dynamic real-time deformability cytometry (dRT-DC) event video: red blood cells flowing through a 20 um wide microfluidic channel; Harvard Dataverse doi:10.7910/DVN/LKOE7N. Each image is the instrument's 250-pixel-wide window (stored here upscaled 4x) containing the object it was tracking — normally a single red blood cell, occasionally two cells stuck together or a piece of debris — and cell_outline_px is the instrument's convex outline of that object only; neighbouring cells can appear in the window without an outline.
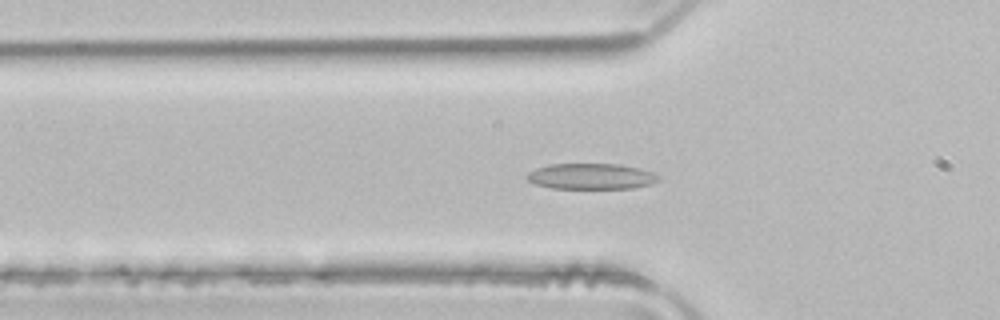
{"species": "common noctule bat (a hibernating species)", "species_latin": "Nyctalus noctula", "temperature_condition": "room temperature", "stored_images_in_passage": 40, "camera_frame_rate_fps": 3000, "um_per_image_px": 0.085, "animal": {"sex": "male", "body_mass_g": 21.5, "forearm_length_mm": 52.0}, "frame": {"image": 1, "passage_image": 6, "time_ms": 1.667, "image_size_px": [1000, 320], "cell_outline_px": [[660, 180], [652, 184], [632, 188], [552, 188], [536, 184], [528, 180], [524, 176], [528, 172], [536, 168], [548, 164], [620, 164], [652, 172], [660, 176]], "centroid_in_image_um": [50.24, 14.99], "position_along_channel_um": 75.6, "area_um2": 19.77}}
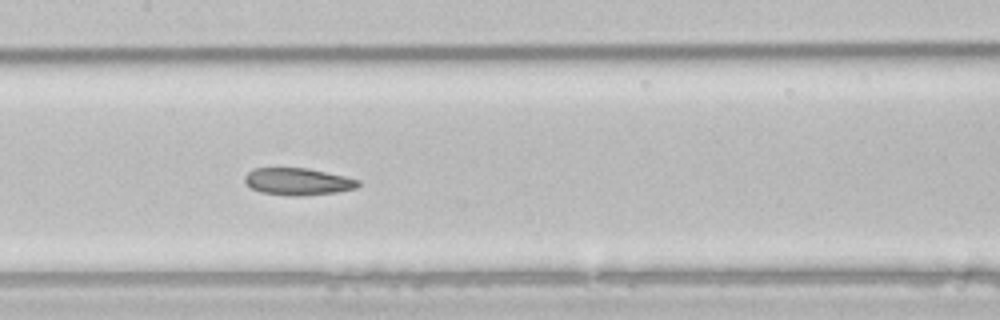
{"frame": {"image": 2, "passage_image": 14, "time_ms": 4.333, "image_size_px": [1000, 320], "cell_outline_px": [[360, 184], [356, 188], [336, 192], [300, 196], [288, 196], [260, 192], [252, 188], [244, 180], [244, 176], [248, 172], [256, 168], [308, 168], [344, 176], [360, 180]], "centroid_in_image_um": [25.32, 15.43], "position_along_channel_um": 182.1, "area_um2": 17.86}}
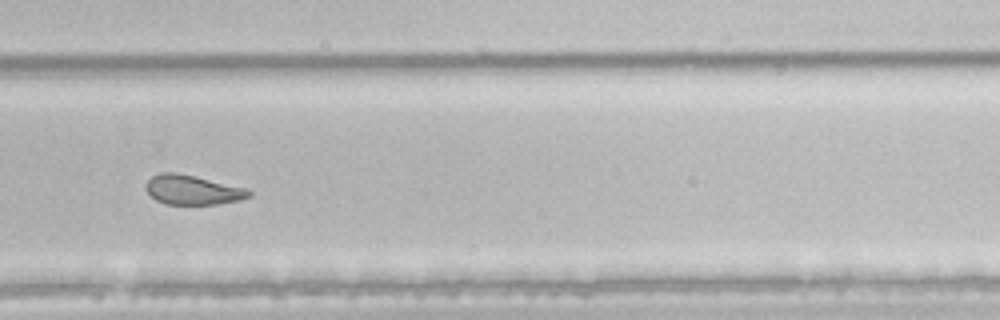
{"frame": {"image": 3, "passage_image": 24, "time_ms": 7.667, "image_size_px": [1000, 320], "cell_outline_px": [[252, 196], [240, 200], [216, 204], [168, 204], [156, 200], [144, 188], [144, 184], [152, 176], [160, 172], [176, 172], [244, 188], [252, 192]], "centroid_in_image_um": [16.33, 16.14], "position_along_channel_um": 313.5, "area_um2": 17.51}, "authors_computed_cell_mechanics": {"area_um2": 19.5942, "velocity_mm_per_s": 3.9595, "shape_relaxation_time_tau1_ms": 11.054, "shape_relaxation_time_tau2_ms": 3.3628, "deformation_change_tau1": 0.2272, "deformation_change_tau2": 0.1036}}